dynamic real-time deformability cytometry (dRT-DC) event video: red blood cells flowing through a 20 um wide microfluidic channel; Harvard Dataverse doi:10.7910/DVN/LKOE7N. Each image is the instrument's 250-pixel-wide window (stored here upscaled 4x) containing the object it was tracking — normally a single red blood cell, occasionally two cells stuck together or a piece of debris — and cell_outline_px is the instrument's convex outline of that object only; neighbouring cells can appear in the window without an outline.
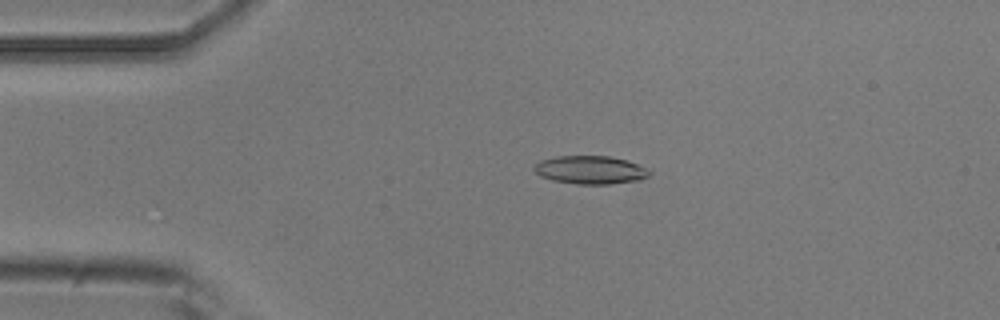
{"species": "common noctule bat (a hibernating species)", "species_latin": "Nyctalus noctula", "temperature_condition": "room temperature", "stored_images_in_passage": 4, "camera_frame_rate_fps": 3000, "um_per_image_px": 0.085, "animal": {"sex": "male", "body_mass_g": 20.5, "forearm_length_mm": 52.5}, "frame": {"image": 1, "passage_image": 3, "time_ms": 3.333, "image_size_px": [1000, 320], "cell_outline_px": [[652, 172], [648, 176], [640, 180], [612, 184], [576, 184], [552, 180], [540, 176], [532, 168], [540, 160], [556, 156], [608, 156], [628, 160]], "centroid_in_image_um": [50.16, 14.44], "position_along_channel_um": 34.8, "area_um2": 18.96}}